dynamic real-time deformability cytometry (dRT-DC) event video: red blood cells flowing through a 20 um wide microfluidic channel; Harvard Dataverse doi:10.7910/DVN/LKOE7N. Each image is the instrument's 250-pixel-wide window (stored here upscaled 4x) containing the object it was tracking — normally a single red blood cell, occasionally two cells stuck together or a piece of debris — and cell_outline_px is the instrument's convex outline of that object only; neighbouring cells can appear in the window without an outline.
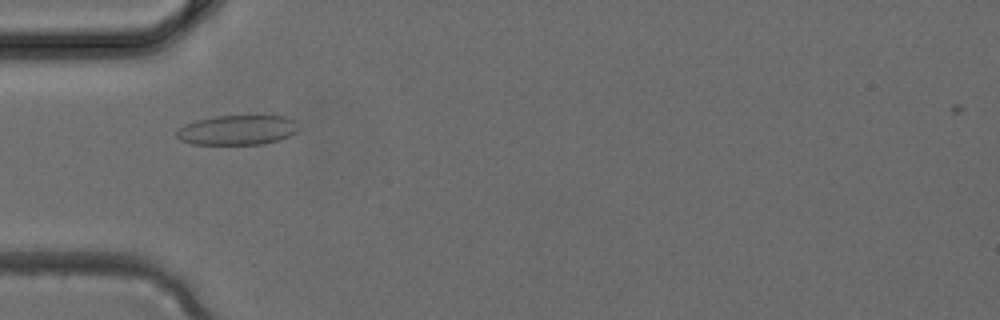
{"species": "common noctule bat (a hibernating species)", "species_latin": "Nyctalus noctula", "temperature_condition": "cold", "stored_images_in_passage": 4, "camera_frame_rate_fps": 3000, "um_per_image_px": 0.085, "animal": {"sex": "female", "body_mass_g": 24.6, "forearm_length_mm": 56.2}, "frame": {"image": 1, "passage_image": 4, "time_ms": 1.0, "image_size_px": [1000, 320], "cell_outline_px": [[300, 128], [296, 132], [280, 140], [264, 144], [192, 144], [180, 140], [176, 136], [176, 132], [184, 124], [196, 120], [216, 116], [288, 116], [296, 120], [300, 124]], "centroid_in_image_um": [20.23, 11.05], "position_along_channel_um": 64.8, "area_um2": 21.39}}